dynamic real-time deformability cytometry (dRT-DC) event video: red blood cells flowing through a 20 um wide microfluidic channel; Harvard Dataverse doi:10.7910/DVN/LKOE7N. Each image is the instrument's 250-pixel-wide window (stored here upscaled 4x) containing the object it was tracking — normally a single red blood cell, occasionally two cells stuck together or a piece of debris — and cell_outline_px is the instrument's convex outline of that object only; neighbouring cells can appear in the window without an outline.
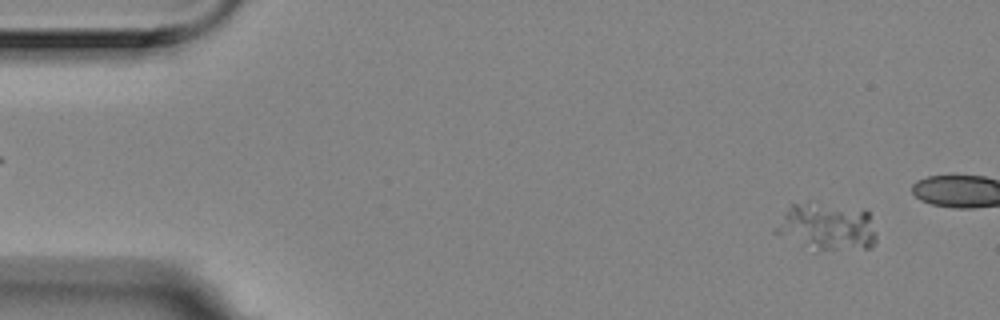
{"species": "Egyptian fruit bat (a non-hibernating species)", "species_latin": "Rousettus aegyptiacus", "temperature_condition": "room temperature", "stored_images_in_passage": 4, "segment_of_instrument_passage": [1, 2], "camera_frame_rate_fps": 3000, "um_per_image_px": 0.085, "animal": {"sex": "female"}, "frame": {"image": 1, "passage_image": 1, "time_ms": 0.0, "image_size_px": [1000, 320], "cell_outline_px": [[876, 240], [872, 248], [820, 248], [808, 240], [784, 220], [784, 216], [792, 204], [808, 204], [864, 208], [868, 212], [876, 232]], "centroid_in_image_um": [70.79, 19.18], "position_along_channel_um": 14.2, "area_um2": 23.29}}